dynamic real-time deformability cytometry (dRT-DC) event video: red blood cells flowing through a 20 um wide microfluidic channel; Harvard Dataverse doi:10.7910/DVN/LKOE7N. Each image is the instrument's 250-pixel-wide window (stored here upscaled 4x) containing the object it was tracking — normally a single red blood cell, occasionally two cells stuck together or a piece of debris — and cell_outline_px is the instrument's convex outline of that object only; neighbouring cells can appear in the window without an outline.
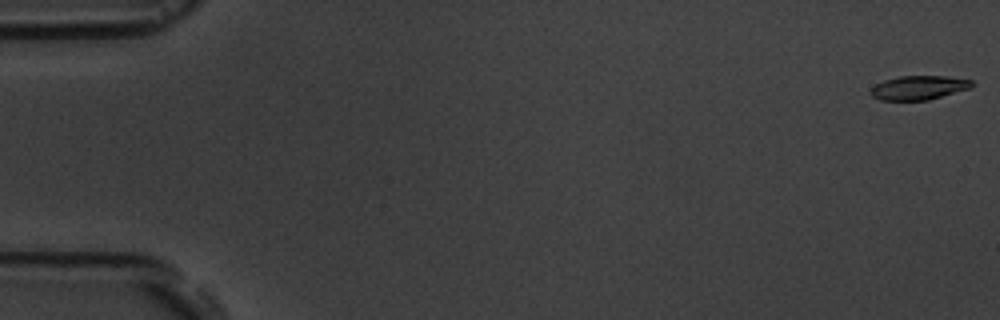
{"species": "common noctule bat (a hibernating species)", "species_latin": "Nyctalus noctula", "temperature_condition": "room temperature", "stored_images_in_passage": 3, "camera_frame_rate_fps": 3000, "um_per_image_px": 0.085, "animal": {"sex": "male", "body_mass_g": 19.5, "forearm_length_mm": 54.6}, "frame": {"image": 1, "passage_image": 1, "time_ms": 0.0, "image_size_px": [1000, 320], "cell_outline_px": [[972, 84], [968, 88], [928, 100], [880, 100], [872, 96], [868, 92], [876, 84], [884, 80], [900, 76], [944, 76], [972, 80]], "centroid_in_image_um": [78.02, 7.45], "position_along_channel_um": 7.0, "area_um2": 13.93}}